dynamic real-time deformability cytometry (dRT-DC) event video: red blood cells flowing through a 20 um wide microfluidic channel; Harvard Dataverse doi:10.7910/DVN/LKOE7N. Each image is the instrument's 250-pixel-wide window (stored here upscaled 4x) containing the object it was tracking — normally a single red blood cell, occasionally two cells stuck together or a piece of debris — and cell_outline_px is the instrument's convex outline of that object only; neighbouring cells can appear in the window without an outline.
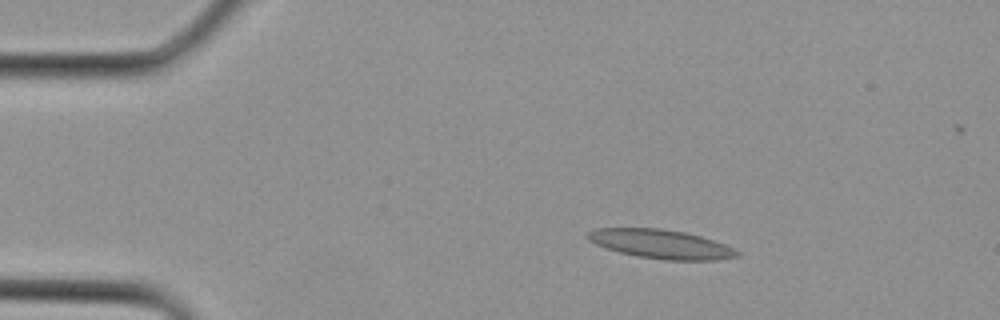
{"species": "Egyptian fruit bat (a non-hibernating species)", "species_latin": "Rousettus aegyptiacus", "temperature_condition": "cold", "stored_images_in_passage": 1, "camera_frame_rate_fps": 3000, "um_per_image_px": 0.085, "animal": {"sex": "female"}, "frame": {"image": 1, "passage_image": 1, "time_ms": 0.0, "image_size_px": [1000, 320], "cell_outline_px": [[740, 256], [716, 260], [664, 260], [636, 256], [620, 252], [596, 244], [588, 240], [584, 236], [588, 232], [596, 228], [660, 228], [684, 232], [700, 236], [724, 244], [740, 252]], "centroid_in_image_um": [56.16, 20.74], "position_along_channel_um": 28.8, "area_um2": 25.14}}